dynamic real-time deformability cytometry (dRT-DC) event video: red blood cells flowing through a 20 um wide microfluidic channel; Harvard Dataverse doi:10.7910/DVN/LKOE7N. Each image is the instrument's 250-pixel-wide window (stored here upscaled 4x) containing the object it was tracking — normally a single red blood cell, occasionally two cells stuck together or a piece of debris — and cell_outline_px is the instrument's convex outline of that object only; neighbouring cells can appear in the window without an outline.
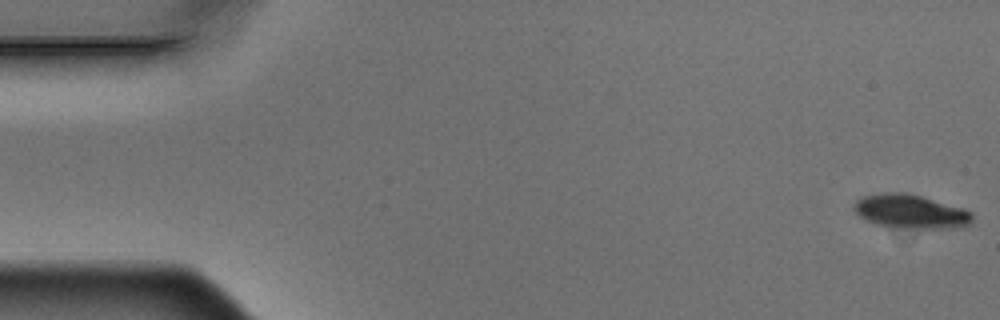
{"species": "Egyptian fruit bat (a non-hibernating species)", "species_latin": "Rousettus aegyptiacus", "temperature_condition": "warm", "stored_images_in_passage": 5, "camera_frame_rate_fps": 3000, "um_per_image_px": 0.085, "animal": {"sex": "male"}, "frame": {"image": 1, "passage_image": 1, "time_ms": 0.0, "image_size_px": [1000, 320], "cell_outline_px": [[972, 220], [964, 228], [916, 228], [876, 224], [860, 216], [852, 208], [856, 200], [864, 196], [884, 192], [904, 192], [920, 196], [964, 208], [972, 212]], "centroid_in_image_um": [77.43, 17.97], "position_along_channel_um": 7.6, "area_um2": 23.12}}
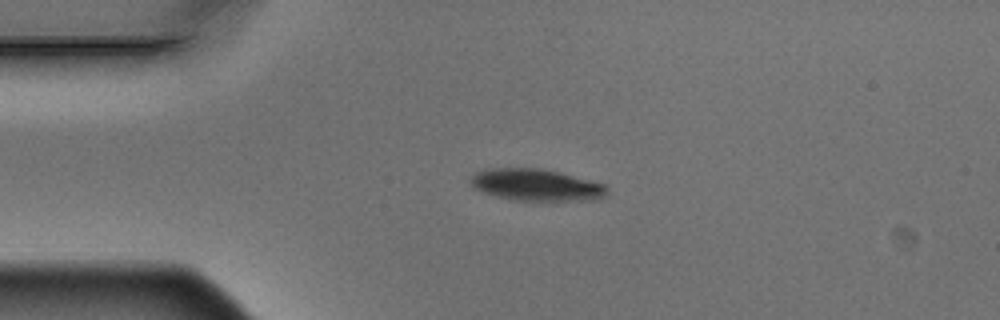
{"frame": {"image": 2, "passage_image": 4, "time_ms": 1.0, "image_size_px": [1000, 320], "cell_outline_px": [[608, 192], [604, 196], [596, 200], [516, 200], [496, 196], [484, 192], [476, 188], [472, 184], [472, 176], [476, 172], [488, 168], [536, 168], [556, 172], [604, 184], [608, 188]], "centroid_in_image_um": [45.59, 15.72], "position_along_channel_um": 39.4, "area_um2": 24.74}}